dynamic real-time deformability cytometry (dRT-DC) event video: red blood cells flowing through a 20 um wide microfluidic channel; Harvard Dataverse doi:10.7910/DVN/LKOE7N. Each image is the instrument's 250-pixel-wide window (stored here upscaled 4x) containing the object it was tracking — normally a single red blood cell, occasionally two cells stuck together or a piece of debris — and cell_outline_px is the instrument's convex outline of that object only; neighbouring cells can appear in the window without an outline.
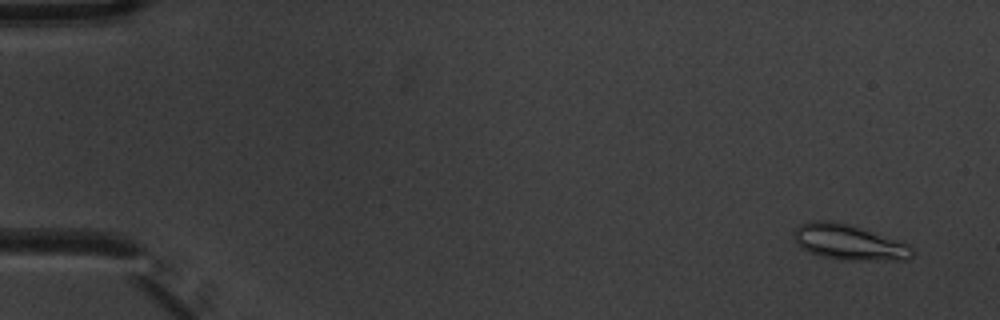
{"species": "common noctule bat (a hibernating species)", "species_latin": "Nyctalus noctula", "temperature_condition": "warm", "stored_images_in_passage": 5, "camera_frame_rate_fps": 3000, "um_per_image_px": 0.085, "animal": {"sex": "male", "body_mass_g": 20.1, "forearm_length_mm": 53.5}, "frame": {"image": 1, "passage_image": 1, "time_ms": 0.0, "image_size_px": [1000, 320], "cell_outline_px": [[916, 252], [908, 260], [840, 260], [820, 256], [804, 248], [792, 236], [792, 232], [800, 224], [812, 220], [828, 220], [848, 224], [912, 244]], "centroid_in_image_um": [72.23, 20.6], "position_along_channel_um": 12.8, "area_um2": 24.62}}
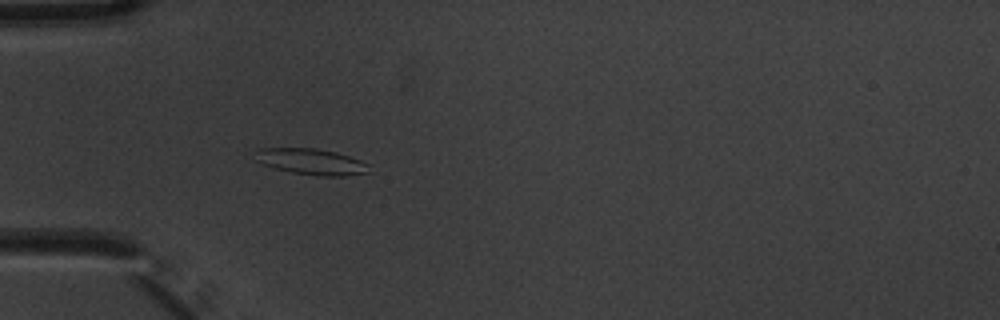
{"frame": {"image": 2, "passage_image": 5, "time_ms": 1.333, "image_size_px": [1000, 320], "cell_outline_px": [[372, 172], [344, 176], [316, 176], [292, 172], [276, 168], [264, 164], [256, 160], [260, 148], [316, 148], [336, 152], [372, 164]], "centroid_in_image_um": [26.6, 13.75], "position_along_channel_um": 58.4, "area_um2": 17.28}}